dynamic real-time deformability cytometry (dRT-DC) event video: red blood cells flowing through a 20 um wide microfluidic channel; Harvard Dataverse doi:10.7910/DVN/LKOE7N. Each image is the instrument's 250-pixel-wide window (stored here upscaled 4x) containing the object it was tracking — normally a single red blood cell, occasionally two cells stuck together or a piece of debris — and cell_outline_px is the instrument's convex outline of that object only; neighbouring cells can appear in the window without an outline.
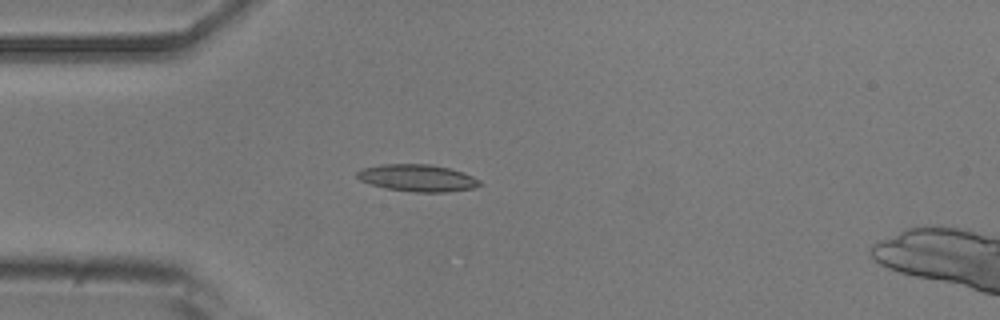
{"species": "common noctule bat (a hibernating species)", "species_latin": "Nyctalus noctula", "temperature_condition": "room temperature", "stored_images_in_passage": 5, "camera_frame_rate_fps": 3000, "um_per_image_px": 0.085, "animal": {"sex": "male", "body_mass_g": 20.5, "forearm_length_mm": 52.5}, "frame": {"image": 1, "passage_image": 5, "time_ms": 4.667, "image_size_px": [1000, 320], "cell_outline_px": [[484, 184], [476, 188], [444, 192], [416, 192], [384, 188], [360, 180], [356, 176], [356, 172], [364, 168], [380, 164], [428, 164], [448, 168], [464, 172], [480, 180]], "centroid_in_image_um": [35.52, 15.13], "position_along_channel_um": 49.5, "area_um2": 19.36}}